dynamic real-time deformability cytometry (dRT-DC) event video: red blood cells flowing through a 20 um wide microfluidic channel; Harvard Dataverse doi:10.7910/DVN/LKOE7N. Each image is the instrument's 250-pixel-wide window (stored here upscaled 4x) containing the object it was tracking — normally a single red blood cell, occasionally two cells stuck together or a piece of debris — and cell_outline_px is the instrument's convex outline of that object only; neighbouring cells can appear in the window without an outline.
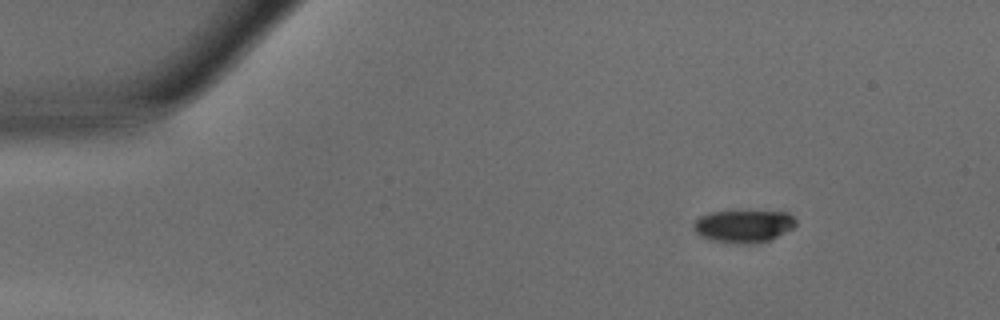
{"species": "common noctule bat (a hibernating species)", "species_latin": "Nyctalus noctula", "temperature_condition": "warm", "stored_images_in_passage": 43, "camera_frame_rate_fps": 3000, "um_per_image_px": 0.085, "animal": {"sex": "male", "body_mass_g": 15.6}, "frame": {"image": 1, "passage_image": 1, "time_ms": 0.0, "image_size_px": [1000, 320], "cell_outline_px": [[796, 224], [792, 228], [768, 240], [748, 244], [736, 244], [712, 240], [696, 232], [692, 228], [692, 224], [700, 216], [712, 212], [788, 212], [796, 220]], "centroid_in_image_um": [63.18, 19.23], "position_along_channel_um": 21.8, "area_um2": 18.96}}
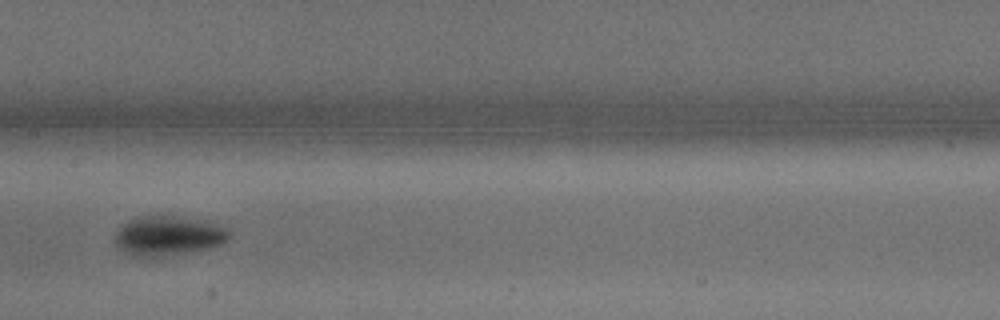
{"frame": {"image": 2, "passage_image": 19, "time_ms": 6.0, "image_size_px": [1000, 320], "cell_outline_px": [[228, 236], [220, 244], [208, 248], [148, 260], [128, 256], [116, 244], [116, 228], [120, 224], [136, 216], [172, 216], [192, 220], [208, 224], [220, 228], [228, 232]], "centroid_in_image_um": [14.09, 20.1], "position_along_channel_um": 193.3, "area_um2": 26.07}}
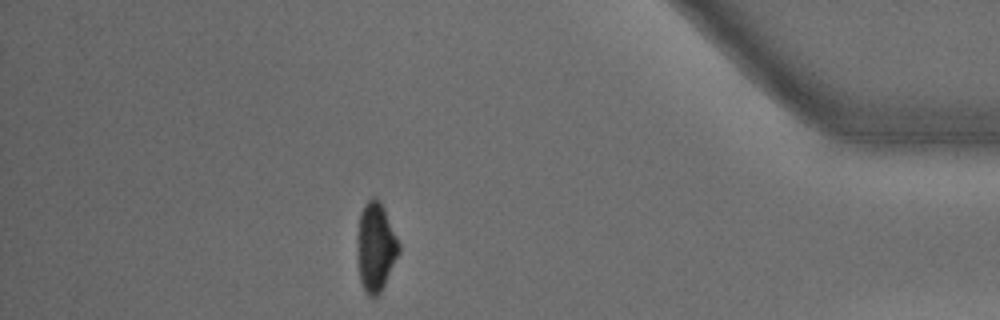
{"frame": {"image": 3, "passage_image": 37, "time_ms": 12.0, "image_size_px": [1000, 320], "cell_outline_px": [[400, 252], [380, 292], [376, 296], [368, 296], [364, 292], [360, 280], [356, 256], [356, 236], [360, 212], [364, 204], [372, 196], [376, 196], [380, 200], [384, 208], [400, 244]], "centroid_in_image_um": [31.9, 20.96], "position_along_channel_um": 403.3, "area_um2": 21.96}, "authors_computed_cell_mechanics": {"area_um2": 22.3686, "velocity_mm_per_s": 4.2139, "shape_relaxation_time_tau1_ms": 3.6601, "shape_relaxation_time_tau2_ms": null, "deformation_change_tau1": 0.18, "deformation_change_tau2": null}}